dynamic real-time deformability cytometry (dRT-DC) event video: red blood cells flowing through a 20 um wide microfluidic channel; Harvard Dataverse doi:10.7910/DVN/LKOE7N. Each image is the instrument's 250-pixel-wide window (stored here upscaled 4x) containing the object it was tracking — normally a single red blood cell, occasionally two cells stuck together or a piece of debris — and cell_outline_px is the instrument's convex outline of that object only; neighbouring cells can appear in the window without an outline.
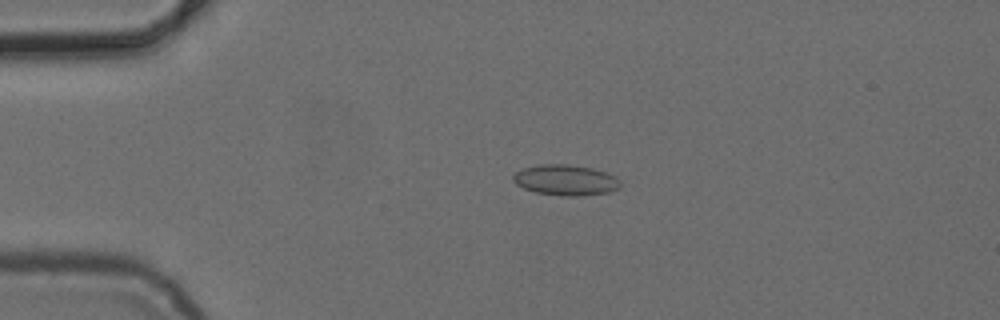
{"species": "common noctule bat (a hibernating species)", "species_latin": "Nyctalus noctula", "temperature_condition": "cold", "stored_images_in_passage": 5, "camera_frame_rate_fps": 3000, "um_per_image_px": 0.085, "animal": {"sex": "female", "body_mass_g": 24.6, "forearm_length_mm": 56.2}, "frame": {"image": 1, "passage_image": 4, "time_ms": 3.333, "image_size_px": [1000, 320], "cell_outline_px": [[620, 188], [608, 192], [576, 196], [564, 196], [536, 192], [524, 188], [516, 184], [512, 180], [512, 176], [516, 172], [524, 168], [540, 164], [568, 164], [592, 168], [616, 176], [620, 180]], "centroid_in_image_um": [48.08, 15.3], "position_along_channel_um": 36.9, "area_um2": 19.07}}